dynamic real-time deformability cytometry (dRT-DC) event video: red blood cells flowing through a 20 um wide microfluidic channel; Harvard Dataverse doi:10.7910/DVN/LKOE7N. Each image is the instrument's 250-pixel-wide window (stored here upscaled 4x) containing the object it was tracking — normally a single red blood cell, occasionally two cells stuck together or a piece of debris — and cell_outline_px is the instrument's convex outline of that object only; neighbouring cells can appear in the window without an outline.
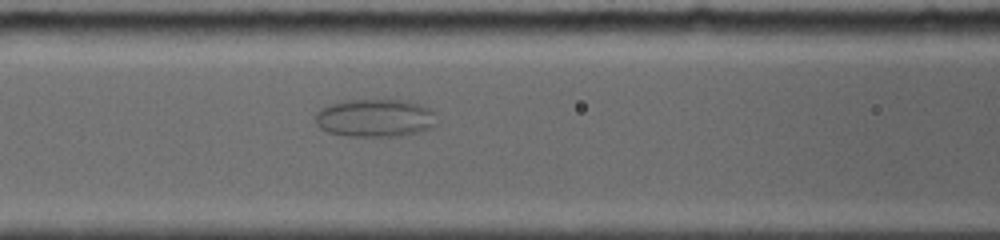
{"species": "common noctule bat (a hibernating species)", "species_latin": "Nyctalus noctula", "temperature_condition": "room temperature", "stored_images_in_passage": 85, "camera_frame_rate_fps": 5000, "um_per_image_px": 0.085, "animal": {"sex": "female", "body_mass_g": 19.0, "forearm_length_mm": 56.7}, "frame": {"image": 1, "passage_image": 35, "time_ms": 6.8, "image_size_px": [1000, 240], "cell_outline_px": [[436, 124], [428, 128], [416, 132], [388, 136], [352, 136], [328, 132], [320, 128], [316, 124], [316, 112], [328, 104], [344, 100], [404, 100], [420, 104], [432, 108], [436, 112]], "centroid_in_image_um": [31.88, 10.0], "position_along_channel_um": 134.7, "area_um2": 26.76}}
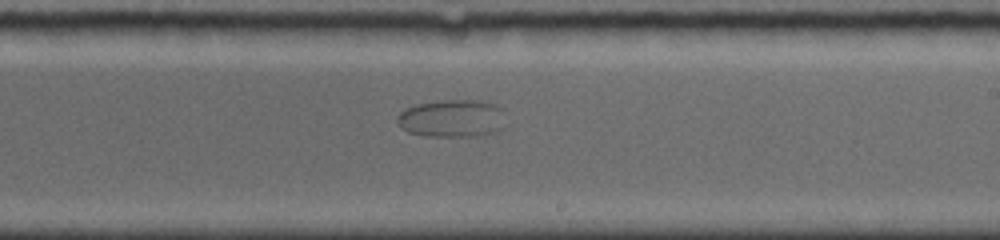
{"frame": {"image": 2, "passage_image": 51, "time_ms": 10.0, "image_size_px": [1000, 240], "cell_outline_px": [[500, 108], [496, 128], [488, 132], [472, 136], [428, 136], [408, 132], [396, 120], [396, 116], [404, 108], [416, 104], [444, 100], [480, 100], [496, 104]], "centroid_in_image_um": [38.25, 10.03], "position_along_channel_um": 250.8, "area_um2": 22.77}}
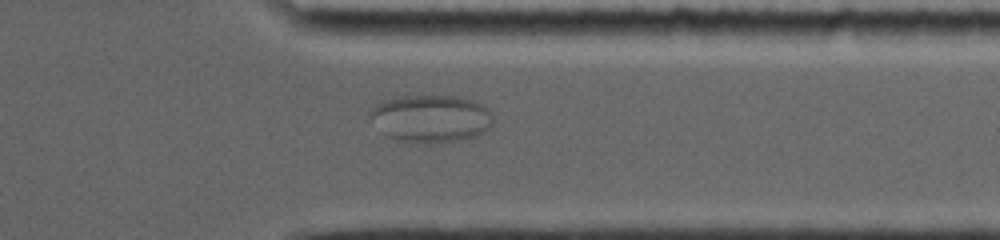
{"frame": {"image": 3, "passage_image": 68, "time_ms": 13.4, "image_size_px": [1000, 240], "cell_outline_px": [[492, 124], [488, 128], [472, 136], [460, 140], [400, 140], [388, 136], [368, 112], [376, 104], [384, 100], [396, 96], [456, 96], [472, 100], [488, 108], [492, 116]], "centroid_in_image_um": [36.64, 10.0], "position_along_channel_um": 374.8, "area_um2": 32.6}}